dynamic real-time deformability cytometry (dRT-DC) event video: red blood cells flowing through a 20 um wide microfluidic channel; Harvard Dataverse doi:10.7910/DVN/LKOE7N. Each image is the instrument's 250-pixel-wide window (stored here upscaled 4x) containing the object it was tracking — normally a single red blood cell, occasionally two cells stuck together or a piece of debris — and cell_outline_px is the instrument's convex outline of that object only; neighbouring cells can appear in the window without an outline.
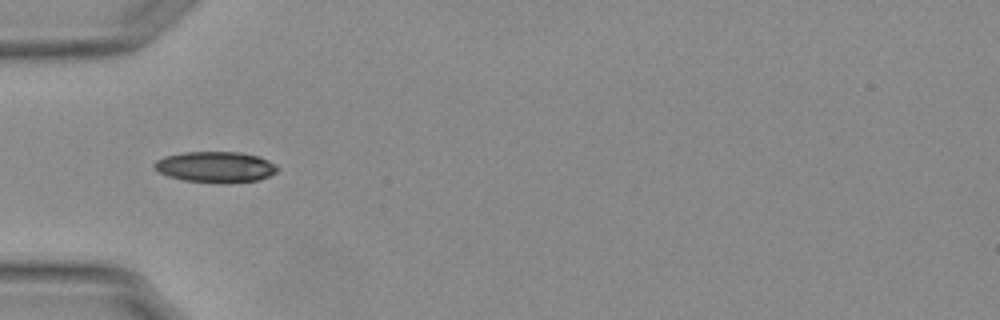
{"species": "Egyptian fruit bat (a non-hibernating species)", "species_latin": "Rousettus aegyptiacus", "temperature_condition": "warm", "stored_images_in_passage": 16, "camera_frame_rate_fps": 3000, "um_per_image_px": 0.085, "animal": {"sex": "female"}, "frame": {"image": 1, "passage_image": 1, "time_ms": 0.0, "image_size_px": [1000, 320], "cell_outline_px": [[280, 168], [276, 172], [268, 176], [256, 180], [228, 184], [216, 184], [184, 180], [168, 176], [160, 172], [152, 164], [156, 160], [164, 156], [184, 152], [240, 152], [260, 156], [276, 164]], "centroid_in_image_um": [18.34, 14.2], "position_along_channel_um": 66.7, "area_um2": 22.48}}
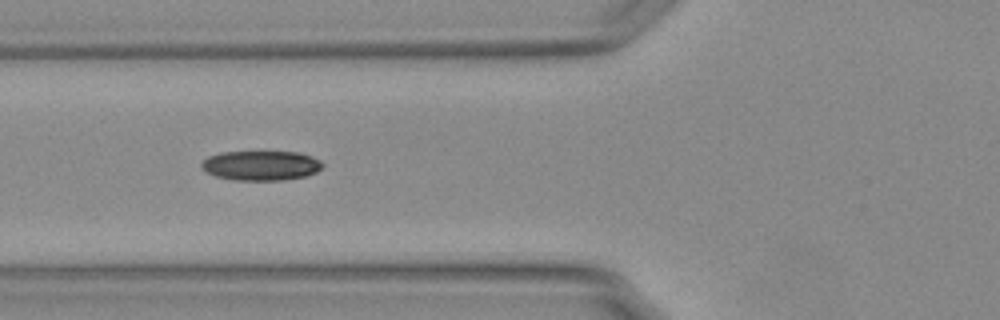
{"frame": {"image": 2, "passage_image": 4, "time_ms": 1.0, "image_size_px": [1000, 320], "cell_outline_px": [[324, 164], [316, 172], [304, 176], [284, 180], [236, 180], [216, 176], [200, 168], [200, 164], [208, 156], [220, 152], [300, 152], [312, 156], [320, 160]], "centroid_in_image_um": [22.18, 14.06], "position_along_channel_um": 103.6, "area_um2": 20.92}}